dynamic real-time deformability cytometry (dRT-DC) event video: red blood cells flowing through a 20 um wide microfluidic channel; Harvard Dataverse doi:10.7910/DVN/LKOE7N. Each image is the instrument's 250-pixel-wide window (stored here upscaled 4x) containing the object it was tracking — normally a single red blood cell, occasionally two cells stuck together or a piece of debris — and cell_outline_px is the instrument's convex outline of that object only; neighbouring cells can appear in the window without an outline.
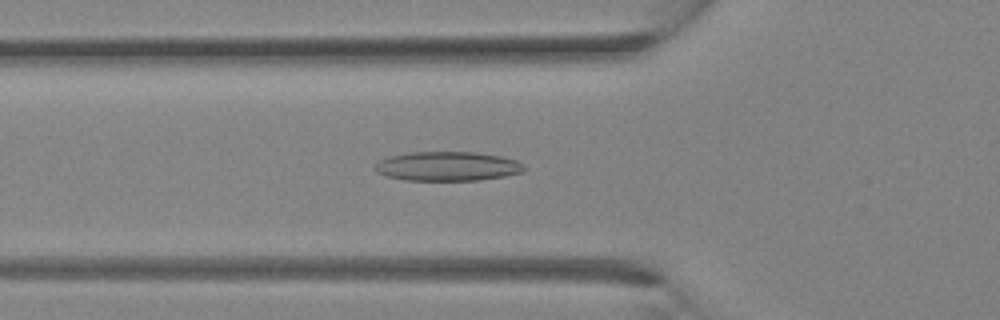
{"species": "Egyptian fruit bat (a non-hibernating species)", "species_latin": "Rousettus aegyptiacus", "temperature_condition": "room temperature", "stored_images_in_passage": 28, "segment_of_instrument_passage": [1, 2], "camera_frame_rate_fps": 3000, "um_per_image_px": 0.085, "animal": {"sex": "female"}, "frame": {"image": 1, "passage_image": 6, "time_ms": 1.667, "image_size_px": [1000, 320], "cell_outline_px": [[524, 168], [520, 172], [504, 176], [480, 180], [404, 180], [388, 176], [376, 172], [376, 164], [380, 160], [388, 156], [408, 152], [476, 152], [500, 156], [516, 160], [524, 164]], "centroid_in_image_um": [38.02, 14.12], "position_along_channel_um": 87.8, "area_um2": 25.32}}
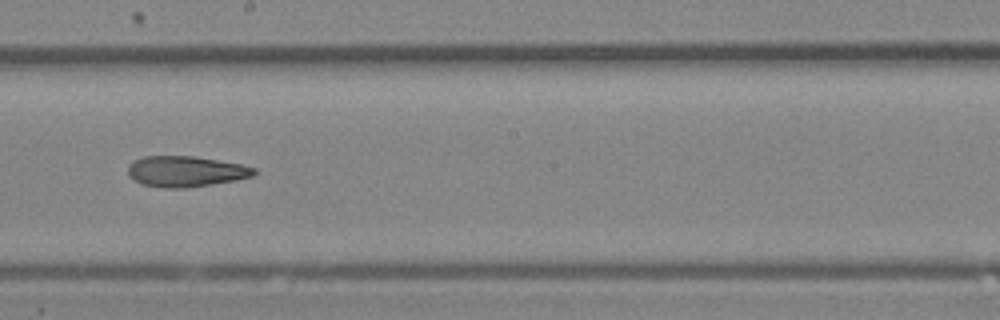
{"frame": {"image": 2, "passage_image": 13, "time_ms": 4.0, "image_size_px": [1000, 320], "cell_outline_px": [[256, 172], [252, 176], [236, 180], [184, 188], [164, 188], [144, 184], [128, 176], [128, 164], [144, 156], [196, 156], [240, 164], [256, 168]], "centroid_in_image_um": [15.78, 14.56], "position_along_channel_um": 232.4, "area_um2": 22.43}}
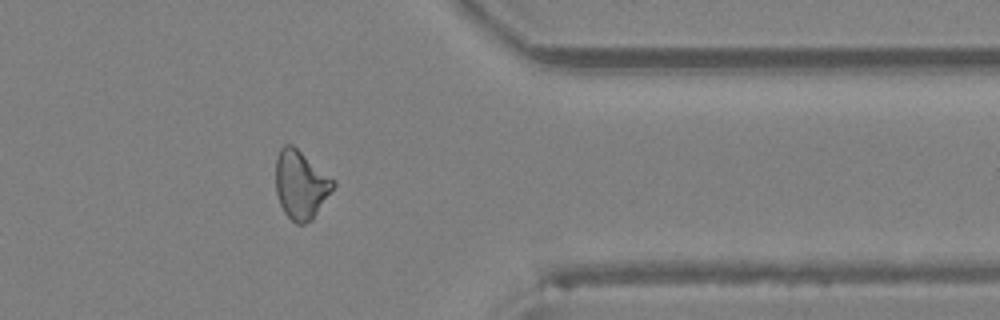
{"frame": {"image": 3, "passage_image": 21, "time_ms": 6.667, "image_size_px": [1000, 320], "cell_outline_px": [[336, 184], [312, 220], [304, 224], [296, 224], [284, 212], [280, 204], [276, 192], [276, 156], [280, 148], [284, 144], [292, 144], [336, 180]], "centroid_in_image_um": [25.57, 15.68], "position_along_channel_um": 385.8, "area_um2": 23.0}}